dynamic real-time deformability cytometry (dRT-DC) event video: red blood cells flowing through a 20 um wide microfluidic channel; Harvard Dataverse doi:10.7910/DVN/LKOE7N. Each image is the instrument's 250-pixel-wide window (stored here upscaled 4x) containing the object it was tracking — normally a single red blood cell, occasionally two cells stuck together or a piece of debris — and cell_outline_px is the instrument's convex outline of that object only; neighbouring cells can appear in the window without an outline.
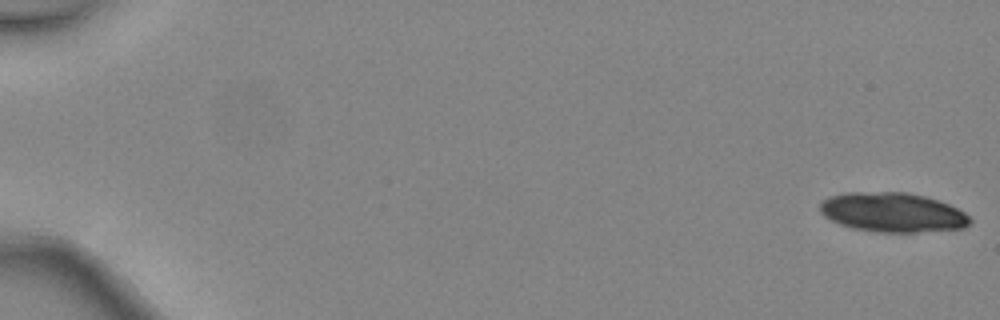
{"species": "common noctule bat (a hibernating species)", "species_latin": "Nyctalus noctula", "temperature_condition": "warm", "stored_images_in_passage": 5, "camera_frame_rate_fps": 3000, "um_per_image_px": 0.085, "animal": {"sex": "female", "body_mass_g": 24.6, "forearm_length_mm": 56.2}, "frame": {"image": 1, "passage_image": 1, "time_ms": 0.0, "image_size_px": [1000, 320], "cell_outline_px": [[972, 220], [964, 228], [916, 232], [880, 232], [852, 228], [840, 224], [824, 216], [820, 212], [820, 204], [828, 196], [848, 192], [904, 192], [924, 196], [940, 200], [964, 212]], "centroid_in_image_um": [75.86, 18.04], "position_along_channel_um": 9.1, "area_um2": 34.39}}